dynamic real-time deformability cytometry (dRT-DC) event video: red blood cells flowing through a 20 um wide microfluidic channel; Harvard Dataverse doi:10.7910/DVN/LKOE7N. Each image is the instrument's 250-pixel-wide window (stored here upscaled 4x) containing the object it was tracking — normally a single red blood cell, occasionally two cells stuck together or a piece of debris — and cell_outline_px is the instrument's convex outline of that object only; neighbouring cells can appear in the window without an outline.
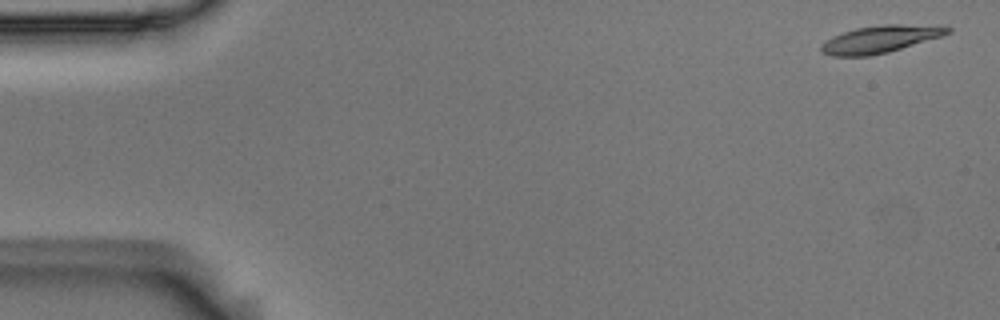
{"species": "Egyptian fruit bat (a non-hibernating species)", "species_latin": "Rousettus aegyptiacus", "temperature_condition": "room temperature", "stored_images_in_passage": 54, "camera_frame_rate_fps": 3000, "um_per_image_px": 0.085, "animal": {"sex": "male"}, "frame": {"image": 1, "passage_image": 1, "time_ms": 0.0, "image_size_px": [1000, 320], "cell_outline_px": [[952, 32], [940, 36], [888, 52], [868, 56], [832, 56], [820, 52], [820, 44], [832, 36], [856, 28], [884, 24], [900, 24], [952, 28]], "centroid_in_image_um": [74.71, 3.34], "position_along_channel_um": 10.3, "area_um2": 19.71}}
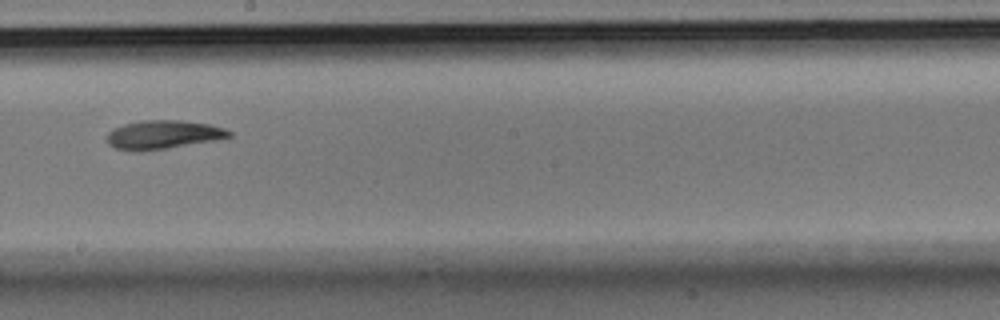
{"frame": {"image": 2, "passage_image": 30, "time_ms": 9.667, "image_size_px": [1000, 320], "cell_outline_px": [[232, 136], [212, 140], [168, 148], [140, 152], [132, 152], [116, 148], [108, 144], [108, 132], [124, 124], [140, 120], [180, 120], [212, 124], [224, 128], [232, 132]], "centroid_in_image_um": [13.85, 11.45], "position_along_channel_um": 234.3, "area_um2": 20.4}}
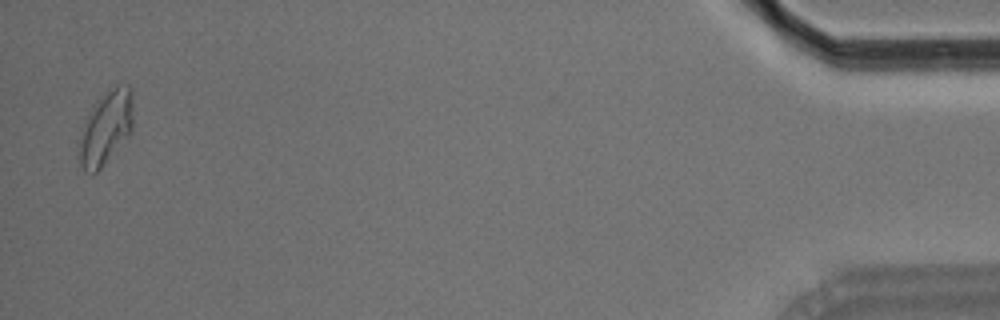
{"frame": {"image": 3, "passage_image": 53, "time_ms": 17.333, "image_size_px": [1000, 320], "cell_outline_px": [[132, 132], [100, 168], [92, 176], [84, 172], [80, 164], [80, 140], [84, 116], [96, 100], [116, 84], [128, 84], [132, 88]], "centroid_in_image_um": [8.99, 10.83], "position_along_channel_um": 426.2, "area_um2": 23.41}, "authors_computed_cell_mechanics": {"area_um2": 20.2011, "velocity_mm_per_s": 3.6471, "shape_relaxation_time_tau1_ms": 5.5568, "shape_relaxation_time_tau2_ms": 9.7511, "deformation_change_tau1": 0.1888, "deformation_change_tau2": 0.141}}